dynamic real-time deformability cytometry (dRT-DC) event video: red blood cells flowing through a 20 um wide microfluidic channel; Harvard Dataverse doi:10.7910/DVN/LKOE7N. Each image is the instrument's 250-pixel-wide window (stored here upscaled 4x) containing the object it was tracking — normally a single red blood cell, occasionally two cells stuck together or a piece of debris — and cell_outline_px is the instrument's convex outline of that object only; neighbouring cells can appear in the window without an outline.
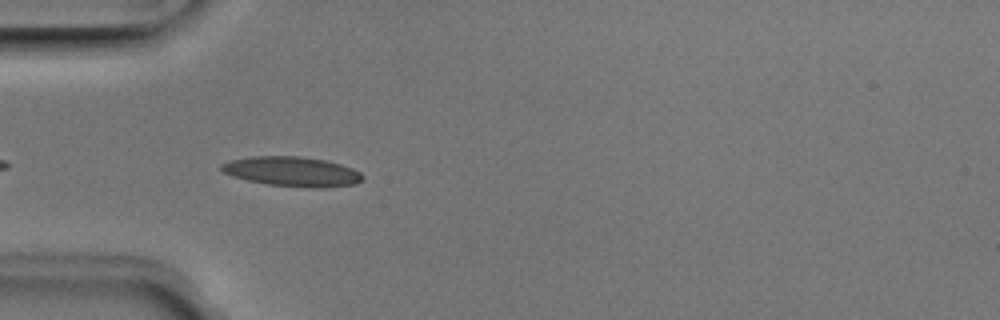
{"species": "Egyptian fruit bat (a non-hibernating species)", "species_latin": "Rousettus aegyptiacus", "temperature_condition": "room temperature", "stored_images_in_passage": 7, "camera_frame_rate_fps": 3000, "um_per_image_px": 0.085, "animal": {"sex": "male"}, "frame": {"image": 1, "passage_image": 5, "time_ms": 1.333, "image_size_px": [1000, 320], "cell_outline_px": [[364, 176], [356, 184], [320, 188], [312, 188], [268, 184], [248, 180], [232, 176], [224, 172], [220, 168], [220, 164], [228, 160], [252, 156], [300, 156], [324, 160], [340, 164], [352, 168], [360, 172]], "centroid_in_image_um": [24.81, 14.57], "position_along_channel_um": 60.2, "area_um2": 24.39}}
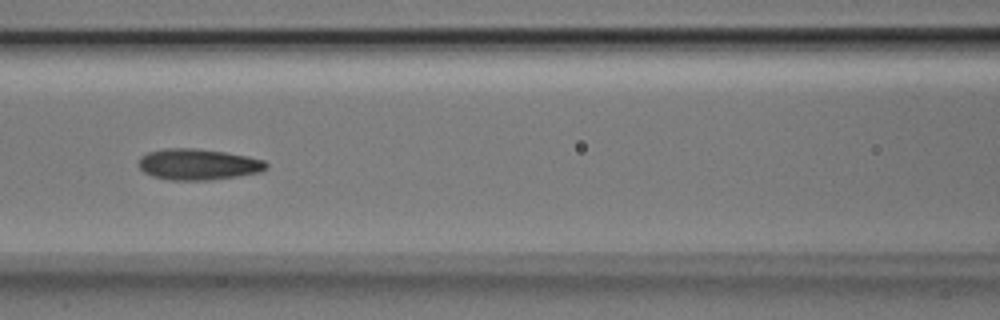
{"frame": {"image": 2, "passage_image": 7, "time_ms": 2.0, "image_size_px": [1000, 320], "cell_outline_px": [[268, 168], [260, 172], [236, 176], [208, 180], [168, 180], [152, 176], [144, 172], [140, 168], [140, 156], [148, 152], [164, 148], [196, 148], [224, 152], [248, 156], [264, 160], [268, 164]], "centroid_in_image_um": [16.84, 13.96], "position_along_channel_um": 149.8, "area_um2": 23.12}}